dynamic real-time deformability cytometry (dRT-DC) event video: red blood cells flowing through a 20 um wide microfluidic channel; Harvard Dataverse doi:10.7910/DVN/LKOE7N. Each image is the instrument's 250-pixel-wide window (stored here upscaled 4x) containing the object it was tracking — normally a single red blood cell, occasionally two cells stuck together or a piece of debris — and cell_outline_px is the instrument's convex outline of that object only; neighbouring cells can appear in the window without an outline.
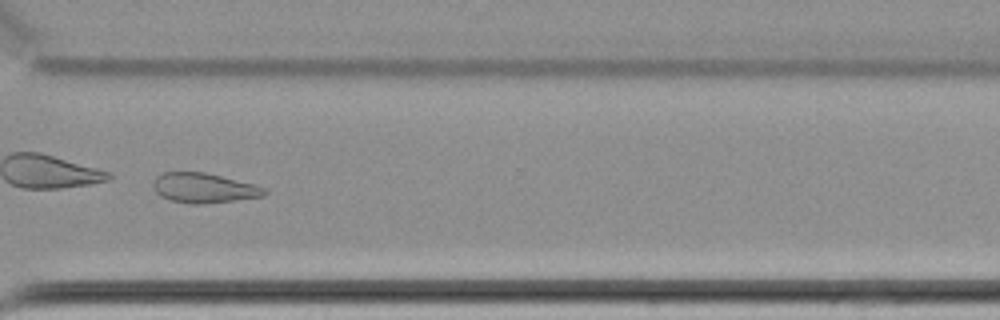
{"species": "common noctule bat (a hibernating species)", "species_latin": "Nyctalus noctula", "temperature_condition": "cold", "stored_images_in_passage": 46, "camera_frame_rate_fps": 3000, "um_per_image_px": 0.085, "animal": {"sex": "female", "body_mass_g": 22.7, "forearm_length_mm": 54.2}, "frame": {"image": 1, "passage_image": 33, "time_ms": 10.667, "image_size_px": [1000, 320], "cell_outline_px": [[268, 192], [264, 196], [200, 204], [192, 204], [168, 200], [160, 196], [156, 192], [156, 176], [164, 172], [204, 172], [256, 184], [268, 188]], "centroid_in_image_um": [17.39, 15.98], "position_along_channel_um": 353.2, "area_um2": 19.19}, "authors_computed_cell_mechanics": {"area_um2": 24.854, "velocity_mm_per_s": 3.4536, "shape_relaxation_time_tau1_ms": 3.0602, "shape_relaxation_time_tau2_ms": null, "deformation_change_tau1": 0.2188, "deformation_change_tau2": null}}